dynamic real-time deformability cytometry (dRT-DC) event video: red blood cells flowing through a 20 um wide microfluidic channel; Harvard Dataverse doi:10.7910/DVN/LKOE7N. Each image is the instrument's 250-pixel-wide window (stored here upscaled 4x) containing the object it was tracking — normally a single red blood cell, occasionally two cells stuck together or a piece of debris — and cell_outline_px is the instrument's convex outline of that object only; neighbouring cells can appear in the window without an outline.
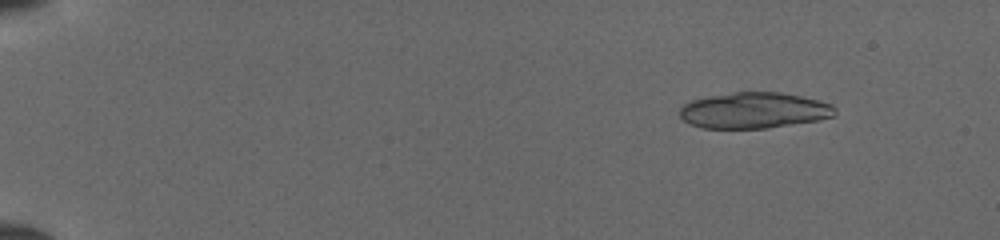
{"species": "common noctule bat (a hibernating species)", "species_latin": "Nyctalus noctula", "temperature_condition": "cold", "stored_images_in_passage": 17, "camera_frame_rate_fps": 3000, "um_per_image_px": 0.085, "animal": {"sex": "female", "body_mass_g": 19.5, "forearm_length_mm": 54.1}, "frame": {"image": 1, "passage_image": 3, "time_ms": 0.667, "image_size_px": [1000, 240], "cell_outline_px": [[836, 116], [816, 120], [768, 128], [704, 128], [692, 124], [684, 120], [680, 116], [680, 108], [684, 104], [692, 100], [708, 96], [736, 92], [780, 92], [800, 96], [832, 104], [836, 108]], "centroid_in_image_um": [64.1, 9.38], "position_along_channel_um": 20.9, "area_um2": 32.31}}